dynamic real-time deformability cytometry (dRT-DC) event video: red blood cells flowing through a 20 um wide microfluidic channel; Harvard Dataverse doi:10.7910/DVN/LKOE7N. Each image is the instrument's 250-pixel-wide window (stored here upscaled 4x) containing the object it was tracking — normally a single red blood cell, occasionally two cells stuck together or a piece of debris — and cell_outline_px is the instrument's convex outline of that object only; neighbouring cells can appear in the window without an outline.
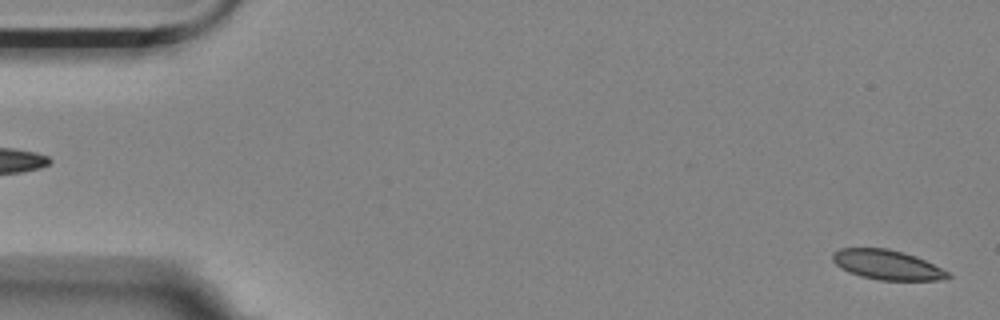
{"species": "Egyptian fruit bat (a non-hibernating species)", "species_latin": "Rousettus aegyptiacus", "temperature_condition": "room temperature", "stored_images_in_passage": 6, "segment_of_instrument_passage": [2, 2], "camera_frame_rate_fps": 3000, "um_per_image_px": 0.085, "animal": {"sex": "female"}, "frame": {"image": 1, "passage_image": 6, "time_ms": 1.667, "image_size_px": [1000, 320], "cell_outline_px": [[952, 276], [948, 280], [880, 280], [860, 276], [848, 272], [840, 268], [832, 260], [832, 252], [840, 248], [888, 248], [904, 252], [916, 256], [948, 272]], "centroid_in_image_um": [75.39, 22.51], "position_along_channel_um": 9.6, "area_um2": 20.06}}